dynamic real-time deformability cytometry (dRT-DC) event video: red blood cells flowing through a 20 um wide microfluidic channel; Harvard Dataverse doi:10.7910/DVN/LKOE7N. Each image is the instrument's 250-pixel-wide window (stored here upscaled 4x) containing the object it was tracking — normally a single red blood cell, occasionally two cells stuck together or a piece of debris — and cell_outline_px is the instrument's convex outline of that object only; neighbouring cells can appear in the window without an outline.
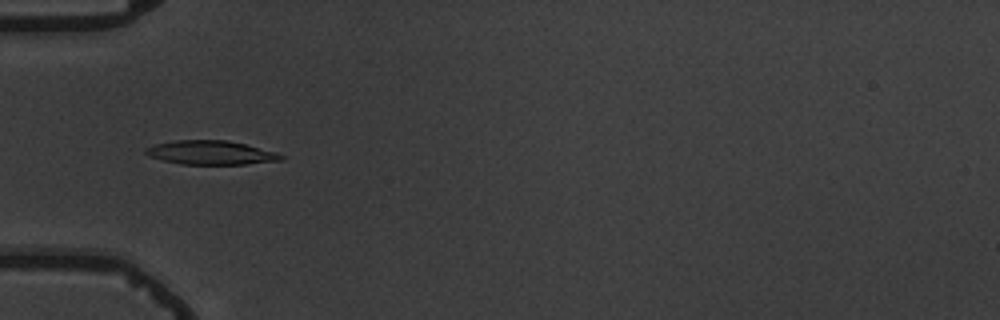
{"species": "common noctule bat (a hibernating species)", "species_latin": "Nyctalus noctula", "temperature_condition": "warm", "stored_images_in_passage": 7, "camera_frame_rate_fps": 3000, "um_per_image_px": 0.085, "animal": {"sex": "male", "body_mass_g": 19.5, "forearm_length_mm": 54.6}, "frame": {"image": 1, "passage_image": 6, "time_ms": 5.667, "image_size_px": [1000, 320], "cell_outline_px": [[284, 160], [244, 164], [180, 164], [148, 156], [144, 152], [144, 148], [156, 144], [176, 140], [228, 140], [276, 152], [284, 156]], "centroid_in_image_um": [17.91, 12.97], "position_along_channel_um": 67.1, "area_um2": 18.79}}
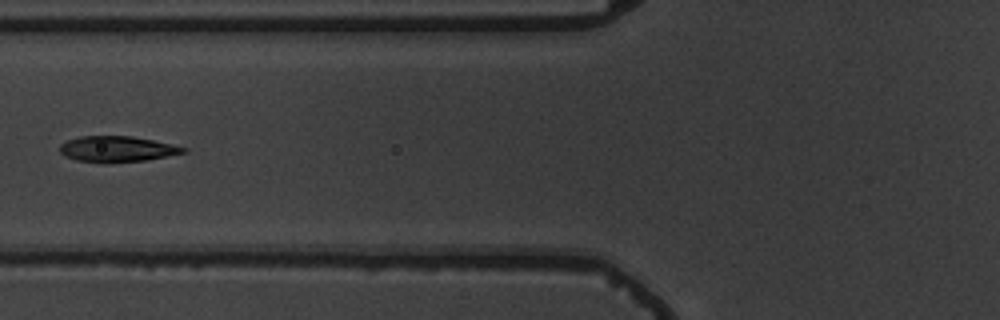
{"frame": {"image": 2, "passage_image": 7, "time_ms": 7.0, "image_size_px": [1000, 320], "cell_outline_px": [[188, 152], [144, 160], [108, 164], [100, 164], [76, 160], [64, 156], [60, 152], [60, 144], [68, 140], [80, 136], [132, 136], [172, 144], [188, 148]], "centroid_in_image_um": [9.93, 12.68], "position_along_channel_um": 115.9, "area_um2": 18.84}}